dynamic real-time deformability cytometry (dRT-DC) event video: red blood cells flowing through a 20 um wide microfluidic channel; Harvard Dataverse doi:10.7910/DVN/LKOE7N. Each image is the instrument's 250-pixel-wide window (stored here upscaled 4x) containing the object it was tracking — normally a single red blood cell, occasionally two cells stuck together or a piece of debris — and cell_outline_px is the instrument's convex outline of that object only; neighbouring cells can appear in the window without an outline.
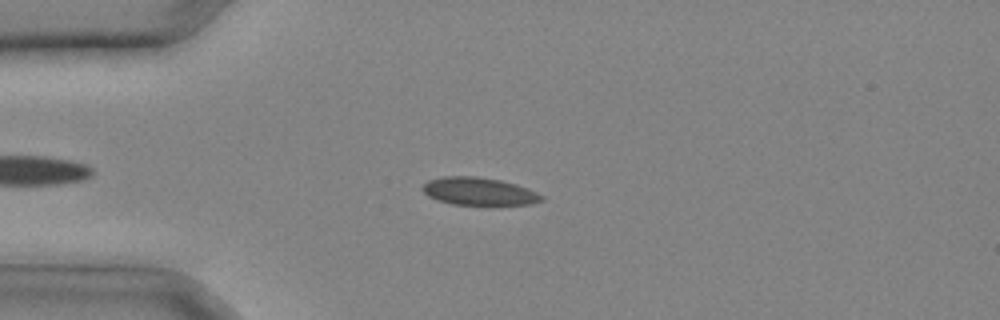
{"species": "common noctule bat (a hibernating species)", "species_latin": "Nyctalus noctula", "temperature_condition": "cold", "stored_images_in_passage": 24, "camera_frame_rate_fps": 3000, "um_per_image_px": 0.085, "animal": {"sex": "male", "body_mass_g": 20.4}, "frame": {"image": 1, "passage_image": 1, "time_ms": 0.0, "image_size_px": [1000, 320], "cell_outline_px": [[544, 200], [532, 204], [452, 204], [436, 200], [428, 196], [420, 188], [428, 180], [444, 176], [476, 176], [500, 180], [516, 184], [528, 188], [544, 196]], "centroid_in_image_um": [40.69, 16.25], "position_along_channel_um": 44.3, "area_um2": 19.19}}
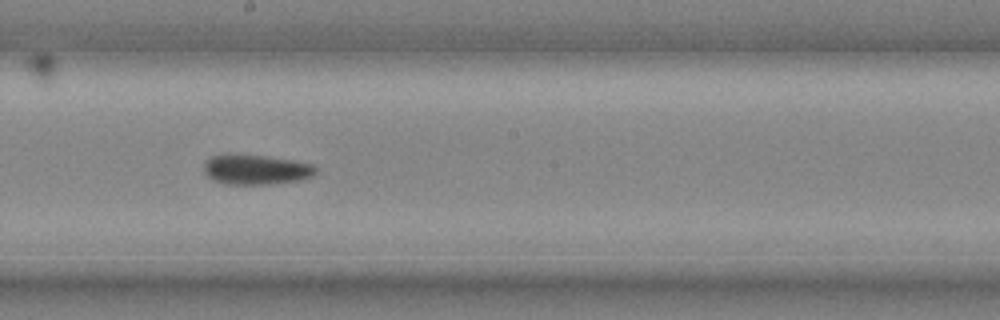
{"frame": {"image": 2, "passage_image": 11, "time_ms": 3.333, "image_size_px": [1000, 320], "cell_outline_px": [[320, 168], [312, 176], [300, 180], [272, 184], [224, 184], [212, 180], [204, 172], [204, 160], [212, 156], [224, 152], [228, 152], [264, 156], [292, 160], [312, 164]], "centroid_in_image_um": [21.71, 14.39], "position_along_channel_um": 226.5, "area_um2": 20.06}}
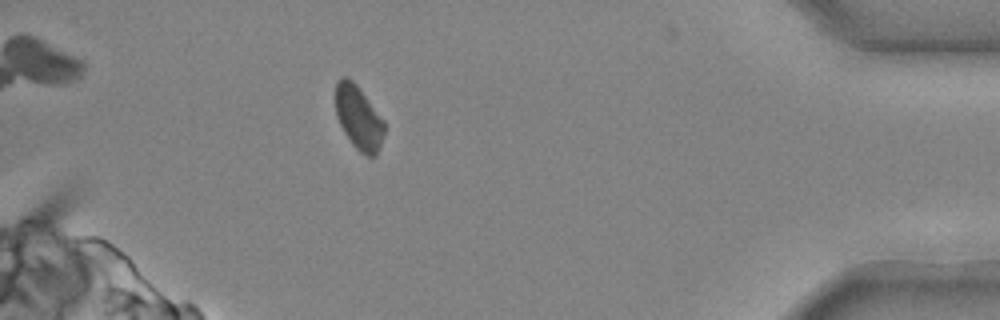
{"frame": {"image": 3, "passage_image": 22, "time_ms": 7.0, "image_size_px": [1000, 320], "cell_outline_px": [[384, 132], [380, 148], [376, 156], [368, 156], [360, 152], [352, 144], [344, 132], [336, 116], [336, 80], [340, 76], [348, 76], [356, 84], [384, 120]], "centroid_in_image_um": [30.47, 9.98], "position_along_channel_um": 404.7, "area_um2": 18.15}}